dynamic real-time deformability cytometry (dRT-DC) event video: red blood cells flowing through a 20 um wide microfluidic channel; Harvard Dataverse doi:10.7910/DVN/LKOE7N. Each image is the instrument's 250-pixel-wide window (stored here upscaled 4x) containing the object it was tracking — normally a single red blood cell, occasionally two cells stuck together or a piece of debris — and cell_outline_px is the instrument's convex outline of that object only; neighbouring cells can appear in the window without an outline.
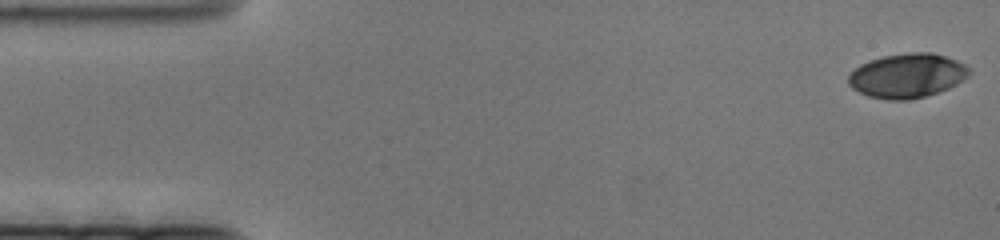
{"species": "human", "species_latin": "Homo sapiens", "temperature_condition": "cold", "stored_images_in_passage": 78, "camera_frame_rate_fps": 3000, "um_per_image_px": 0.085, "donor": {"sex": "female"}, "frame": {"image": 1, "passage_image": 1, "time_ms": 0.0, "image_size_px": [1000, 240], "cell_outline_px": [[972, 72], [968, 76], [956, 84], [948, 88], [912, 100], [888, 100], [868, 96], [852, 88], [848, 84], [848, 76], [860, 64], [884, 56], [912, 52], [932, 52], [956, 60], [964, 64]], "centroid_in_image_um": [77.11, 6.44], "position_along_channel_um": 7.9, "area_um2": 30.98}}
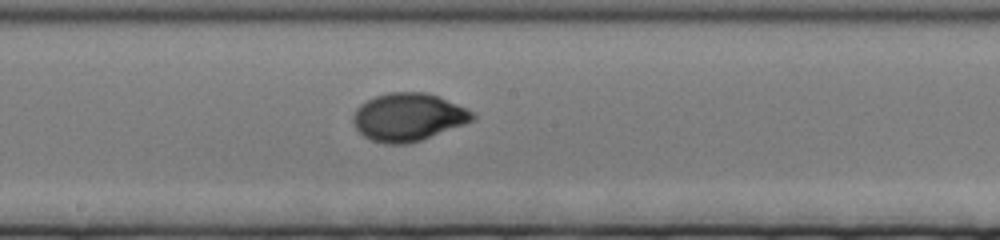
{"frame": {"image": 2, "passage_image": 40, "time_ms": 13.0, "image_size_px": [1000, 240], "cell_outline_px": [[476, 116], [472, 120], [464, 124], [420, 140], [408, 144], [384, 144], [372, 140], [364, 136], [356, 128], [352, 120], [352, 116], [356, 108], [360, 104], [376, 96], [388, 92], [424, 92], [440, 96], [476, 112]], "centroid_in_image_um": [34.7, 9.94], "position_along_channel_um": 213.5, "area_um2": 33.35}}
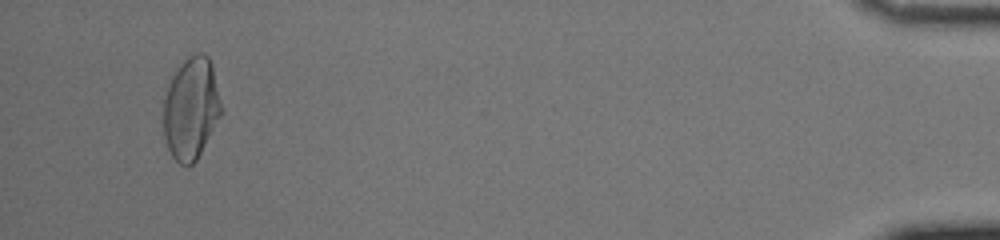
{"frame": {"image": 3, "passage_image": 74, "time_ms": 24.333, "image_size_px": [1000, 240], "cell_outline_px": [[224, 112], [196, 160], [192, 164], [180, 164], [172, 156], [168, 148], [164, 136], [164, 96], [168, 84], [172, 76], [180, 64], [188, 56], [196, 52], [204, 52], [208, 56], [212, 64]], "centroid_in_image_um": [16.27, 9.18], "position_along_channel_um": 418.9, "area_um2": 34.68}}